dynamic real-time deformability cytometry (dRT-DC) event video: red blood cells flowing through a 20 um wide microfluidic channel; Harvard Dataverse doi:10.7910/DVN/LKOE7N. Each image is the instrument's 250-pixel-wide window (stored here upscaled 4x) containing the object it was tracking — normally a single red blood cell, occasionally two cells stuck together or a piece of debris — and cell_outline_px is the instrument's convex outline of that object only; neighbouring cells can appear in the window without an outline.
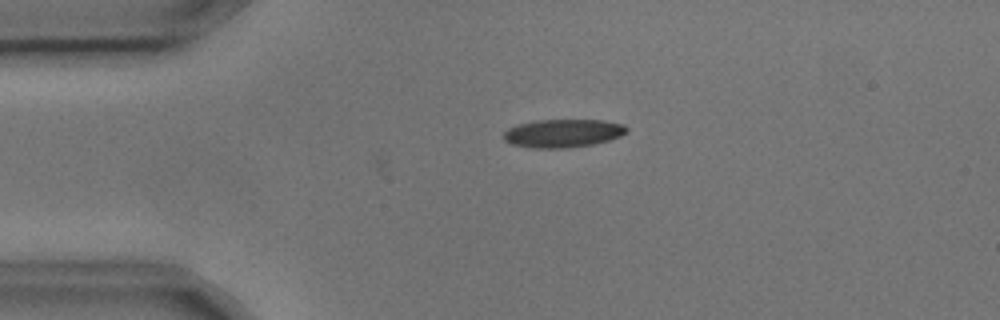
{"species": "common noctule bat (a hibernating species)", "species_latin": "Nyctalus noctula", "temperature_condition": "cold", "stored_images_in_passage": 1, "camera_frame_rate_fps": 3000, "um_per_image_px": 0.085, "animal": {"sex": "male", "body_mass_g": 17.9, "forearm_length_mm": 54.2}, "frame": {"image": 1, "passage_image": 1, "time_ms": 0.0, "image_size_px": [1000, 320], "cell_outline_px": [[628, 132], [620, 136], [608, 140], [592, 144], [568, 148], [532, 148], [512, 144], [504, 140], [504, 132], [508, 128], [520, 124], [536, 120], [604, 120], [624, 124], [628, 128]], "centroid_in_image_um": [47.87, 11.32], "position_along_channel_um": 37.1, "area_um2": 20.23}}